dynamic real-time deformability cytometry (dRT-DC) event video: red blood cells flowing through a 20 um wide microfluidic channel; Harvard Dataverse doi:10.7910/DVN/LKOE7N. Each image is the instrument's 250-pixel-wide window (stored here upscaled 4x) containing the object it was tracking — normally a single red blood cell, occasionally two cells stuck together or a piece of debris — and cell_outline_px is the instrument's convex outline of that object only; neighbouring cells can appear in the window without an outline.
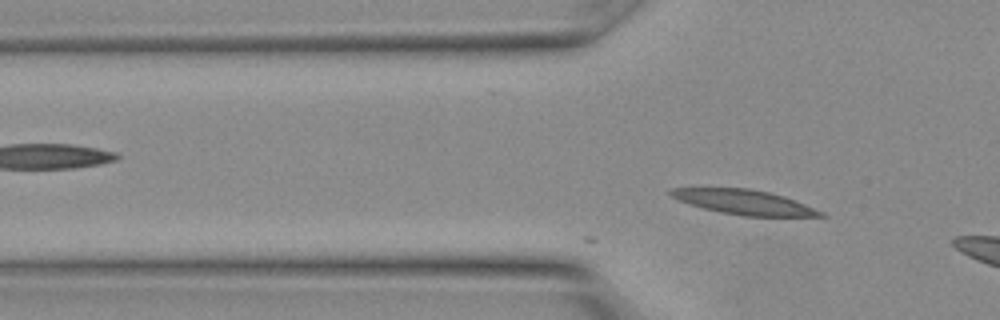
{"species": "Egyptian fruit bat (a non-hibernating species)", "species_latin": "Rousettus aegyptiacus", "temperature_condition": "warm", "stored_images_in_passage": 3, "camera_frame_rate_fps": 3000, "um_per_image_px": 0.085, "animal": {"sex": "female"}, "frame": {"image": 1, "passage_image": 3, "time_ms": 0.667, "image_size_px": [1000, 320], "cell_outline_px": [[828, 216], [744, 216], [720, 212], [688, 204], [672, 196], [668, 192], [672, 188], [748, 188], [772, 192], [784, 196], [824, 212]], "centroid_in_image_um": [63.26, 17.17], "position_along_channel_um": 62.5, "area_um2": 21.39}}